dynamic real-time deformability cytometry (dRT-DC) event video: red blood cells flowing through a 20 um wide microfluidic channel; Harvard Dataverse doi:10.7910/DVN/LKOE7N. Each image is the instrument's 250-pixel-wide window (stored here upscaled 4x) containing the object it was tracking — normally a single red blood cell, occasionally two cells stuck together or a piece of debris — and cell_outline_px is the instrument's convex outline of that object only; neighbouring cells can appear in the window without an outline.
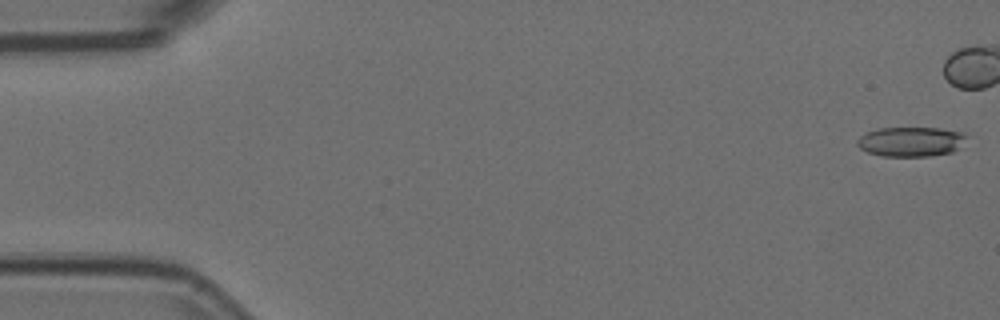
{"species": "Egyptian fruit bat (a non-hibernating species)", "species_latin": "Rousettus aegyptiacus", "temperature_condition": "room temperature", "stored_images_in_passage": 43, "camera_frame_rate_fps": 3000, "um_per_image_px": 0.085, "animal": {"sex": "female"}, "frame": {"image": 1, "passage_image": 1, "time_ms": 0.0, "image_size_px": [1000, 320], "cell_outline_px": [[968, 136], [960, 148], [952, 152], [932, 156], [884, 156], [868, 152], [860, 148], [856, 144], [856, 140], [860, 136], [868, 132], [880, 128], [940, 128], [964, 132]], "centroid_in_image_um": [77.47, 12.04], "position_along_channel_um": 7.5, "area_um2": 19.02}}
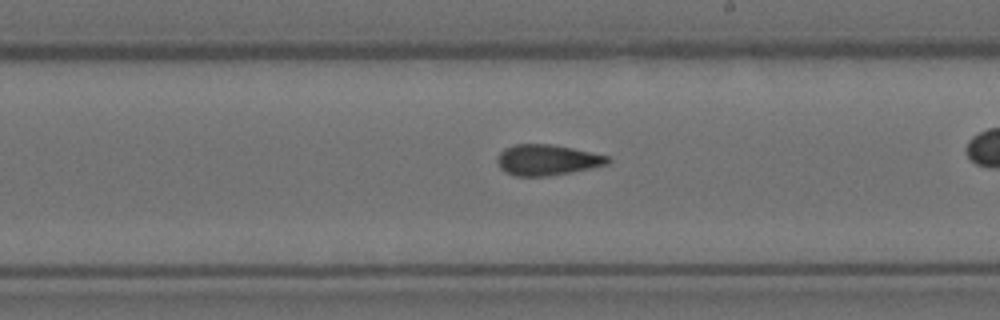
{"frame": {"image": 2, "passage_image": 31, "time_ms": 10.0, "image_size_px": [1000, 320], "cell_outline_px": [[612, 160], [608, 164], [572, 172], [548, 176], [516, 176], [504, 172], [500, 168], [496, 160], [500, 152], [504, 148], [516, 144], [552, 144], [572, 148], [608, 156]], "centroid_in_image_um": [46.48, 13.6], "position_along_channel_um": 242.5, "area_um2": 19.83}}
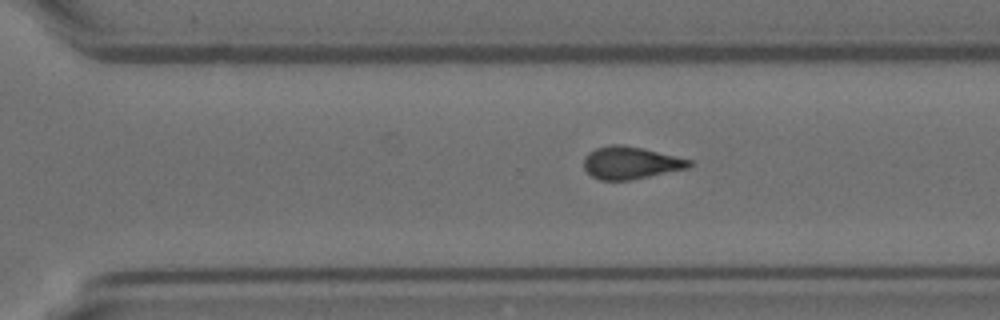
{"frame": {"image": 3, "passage_image": 37, "time_ms": 12.0, "image_size_px": [1000, 320], "cell_outline_px": [[692, 164], [688, 168], [628, 180], [600, 180], [592, 176], [584, 168], [584, 156], [588, 152], [596, 148], [612, 144], [620, 144], [640, 148], [692, 160]], "centroid_in_image_um": [53.56, 13.84], "position_along_channel_um": 317.0, "area_um2": 19.59}}